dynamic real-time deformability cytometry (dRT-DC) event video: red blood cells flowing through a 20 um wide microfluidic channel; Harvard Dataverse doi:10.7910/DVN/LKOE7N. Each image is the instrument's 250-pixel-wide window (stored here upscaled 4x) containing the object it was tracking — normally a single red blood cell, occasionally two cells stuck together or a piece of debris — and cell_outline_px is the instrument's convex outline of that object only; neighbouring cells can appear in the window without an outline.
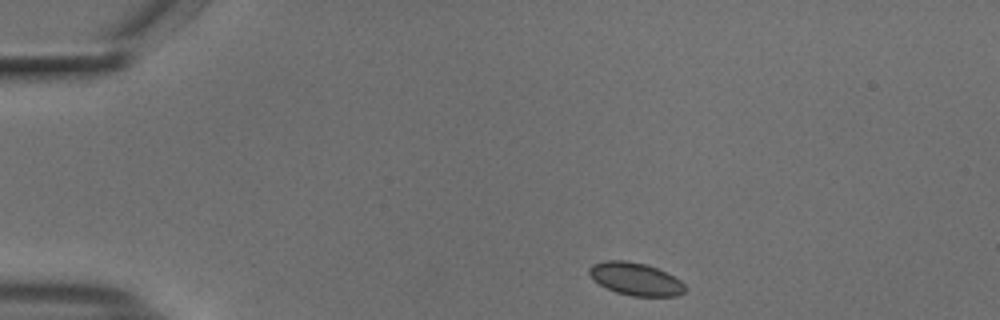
{"species": "common noctule bat (a hibernating species)", "species_latin": "Nyctalus noctula", "temperature_condition": "cold", "stored_images_in_passage": 46, "camera_frame_rate_fps": 3000, "um_per_image_px": 0.085, "animal": {"sex": "male", "body_mass_g": 18.8}, "frame": {"image": 1, "passage_image": 1, "time_ms": 0.0, "image_size_px": [1000, 320], "cell_outline_px": [[688, 288], [680, 296], [632, 296], [616, 292], [600, 284], [588, 272], [588, 268], [592, 264], [604, 260], [624, 260], [644, 264], [656, 268], [680, 280]], "centroid_in_image_um": [54.04, 23.72], "position_along_channel_um": 31.0, "area_um2": 18.09}}
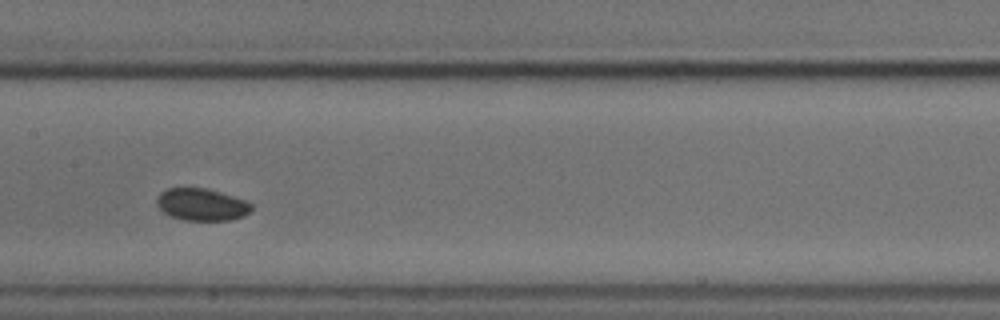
{"frame": {"image": 2, "passage_image": 19, "time_ms": 6.0, "image_size_px": [1000, 320], "cell_outline_px": [[252, 208], [244, 216], [232, 220], [184, 220], [168, 216], [156, 204], [156, 200], [160, 192], [168, 188], [204, 188], [220, 192], [244, 200], [252, 204]], "centroid_in_image_um": [17.12, 17.39], "position_along_channel_um": 190.3, "area_um2": 17.69}}
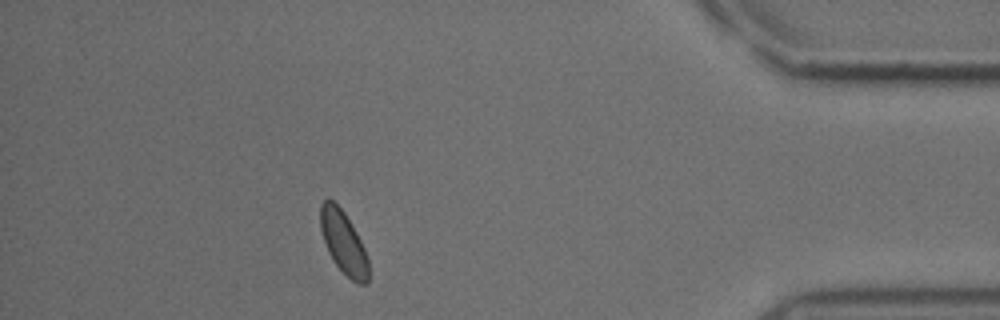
{"frame": {"image": 3, "passage_image": 40, "time_ms": 13.0, "image_size_px": [1000, 320], "cell_outline_px": [[368, 284], [356, 284], [332, 260], [328, 252], [320, 228], [320, 204], [328, 196], [344, 212], [356, 232], [368, 256]], "centroid_in_image_um": [29.19, 20.6], "position_along_channel_um": 406.0, "area_um2": 17.51}, "authors_computed_cell_mechanics": {"area_um2": 17.8024, "velocity_mm_per_s": 3.6795, "shape_relaxation_time_tau1_ms": null, "shape_relaxation_time_tau2_ms": 6.3116, "deformation_change_tau1": null, "deformation_change_tau2": 0.0733}}